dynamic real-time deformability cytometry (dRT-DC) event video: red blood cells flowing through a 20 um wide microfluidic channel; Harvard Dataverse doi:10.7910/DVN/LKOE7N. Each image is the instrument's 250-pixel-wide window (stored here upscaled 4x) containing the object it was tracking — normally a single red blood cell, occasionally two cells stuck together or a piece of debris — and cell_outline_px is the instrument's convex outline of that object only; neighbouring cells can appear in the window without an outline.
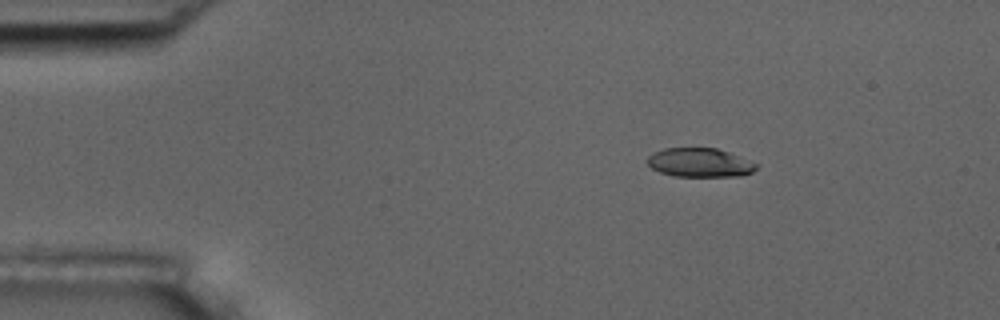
{"species": "common noctule bat (a hibernating species)", "species_latin": "Nyctalus noctula", "temperature_condition": "room temperature", "stored_images_in_passage": 3, "camera_frame_rate_fps": 3000, "um_per_image_px": 0.085, "animal": {"sex": "male", "body_mass_g": 17.5, "forearm_length_mm": 52.3}, "frame": {"image": 1, "passage_image": 1, "time_ms": 0.0, "image_size_px": [1000, 320], "cell_outline_px": [[760, 164], [752, 172], [740, 176], [672, 176], [660, 172], [652, 168], [648, 164], [648, 156], [652, 152], [664, 148], [716, 148], [728, 152]], "centroid_in_image_um": [59.48, 13.82], "position_along_channel_um": 25.5, "area_um2": 18.38}}